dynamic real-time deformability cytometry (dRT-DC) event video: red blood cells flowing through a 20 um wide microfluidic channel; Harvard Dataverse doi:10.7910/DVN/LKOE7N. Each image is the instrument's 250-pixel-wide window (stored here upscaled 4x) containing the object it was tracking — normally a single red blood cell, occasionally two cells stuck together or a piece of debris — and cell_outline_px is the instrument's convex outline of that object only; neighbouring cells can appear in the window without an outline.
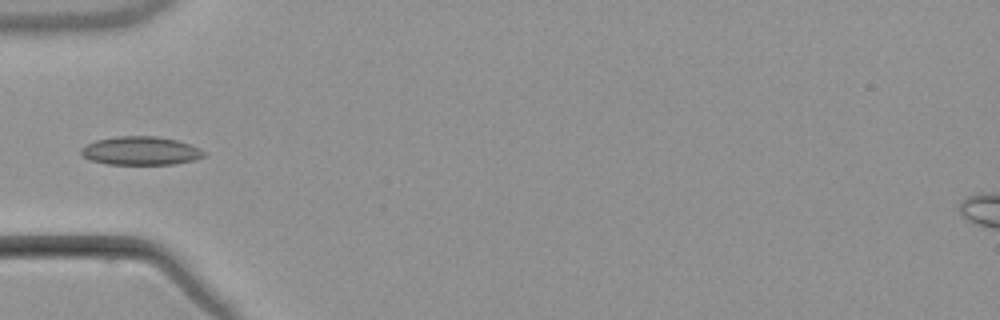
{"species": "common noctule bat (a hibernating species)", "species_latin": "Nyctalus noctula", "temperature_condition": "warm", "stored_images_in_passage": 5, "camera_frame_rate_fps": 3000, "um_per_image_px": 0.085, "animal": {"sex": "male", "body_mass_g": 21.5, "forearm_length_mm": 52.0}, "frame": {"image": 1, "passage_image": 4, "time_ms": 4.667, "image_size_px": [1000, 320], "cell_outline_px": [[204, 156], [196, 160], [176, 164], [108, 164], [92, 160], [84, 156], [80, 152], [80, 148], [96, 140], [116, 136], [156, 136], [176, 140], [188, 144], [204, 152]], "centroid_in_image_um": [11.94, 12.82], "position_along_channel_um": 73.1, "area_um2": 20.17}}
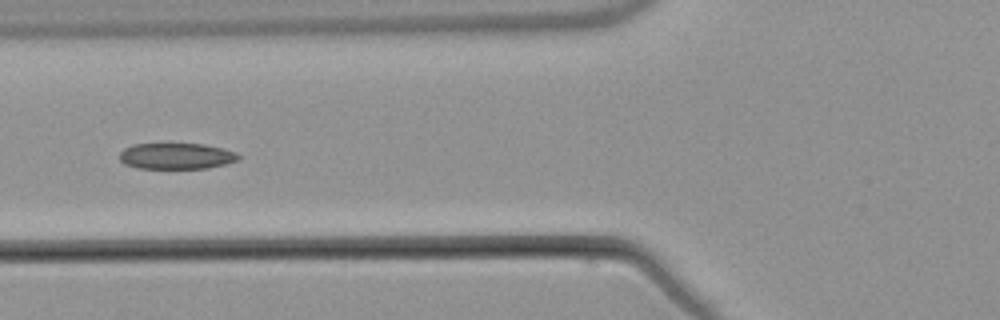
{"frame": {"image": 2, "passage_image": 5, "time_ms": 5.667, "image_size_px": [1000, 320], "cell_outline_px": [[240, 156], [236, 160], [224, 164], [208, 168], [140, 168], [124, 164], [120, 160], [120, 152], [124, 148], [132, 144], [204, 144], [236, 152]], "centroid_in_image_um": [14.95, 13.26], "position_along_channel_um": 110.8, "area_um2": 17.86}}